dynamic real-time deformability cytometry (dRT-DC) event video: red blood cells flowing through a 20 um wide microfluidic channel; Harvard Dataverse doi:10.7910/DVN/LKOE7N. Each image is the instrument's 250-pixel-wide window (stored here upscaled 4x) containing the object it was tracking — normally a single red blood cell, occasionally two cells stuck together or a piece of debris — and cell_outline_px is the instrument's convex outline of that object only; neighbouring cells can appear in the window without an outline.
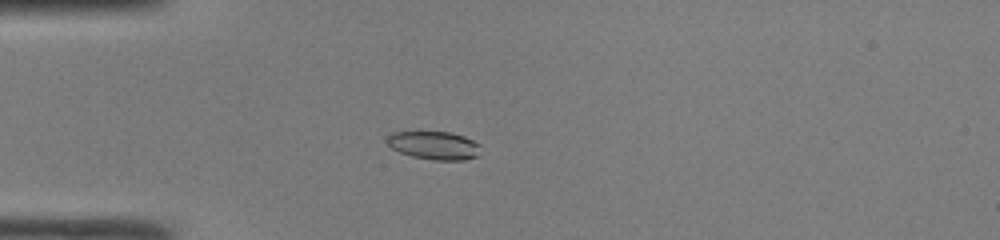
{"species": "common noctule bat (a hibernating species)", "species_latin": "Nyctalus noctula", "temperature_condition": "room temperature", "stored_images_in_passage": 48, "camera_frame_rate_fps": 3000, "um_per_image_px": 0.085, "animal": {"sex": "male", "body_mass_g": 19.0, "forearm_length_mm": 50.8}, "frame": {"image": 1, "passage_image": 13, "time_ms": 4.0, "image_size_px": [1000, 240], "cell_outline_px": [[480, 144], [476, 156], [464, 160], [436, 160], [412, 156], [400, 152], [392, 148], [384, 140], [392, 132], [448, 132], [464, 136]], "centroid_in_image_um": [36.86, 12.35], "position_along_channel_um": 48.1, "area_um2": 15.2}}
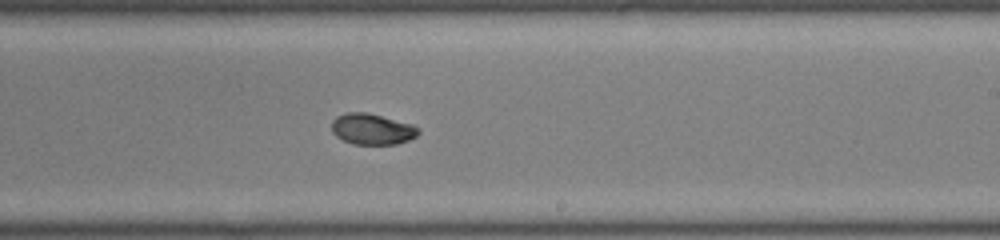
{"frame": {"image": 2, "passage_image": 29, "time_ms": 9.333, "image_size_px": [1000, 240], "cell_outline_px": [[420, 132], [416, 136], [408, 140], [396, 144], [352, 144], [336, 136], [332, 132], [332, 120], [336, 116], [348, 112], [368, 112], [412, 124], [420, 128]], "centroid_in_image_um": [31.63, 10.96], "position_along_channel_um": 257.4, "area_um2": 15.72}}
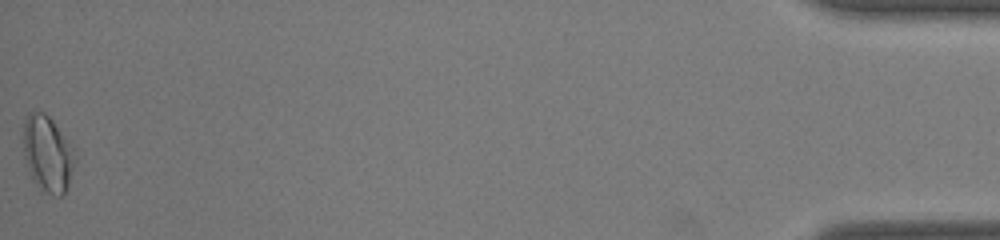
{"frame": {"image": 3, "passage_image": 48, "time_ms": 15.667, "image_size_px": [1000, 240], "cell_outline_px": [[76, 160], [68, 184], [64, 192], [60, 196], [52, 196], [32, 180], [24, 156], [24, 120], [28, 112], [44, 112], [52, 120], [72, 148], [76, 156]], "centroid_in_image_um": [4.04, 13.07], "position_along_channel_um": 431.2, "area_um2": 22.43}, "authors_computed_cell_mechanics": {"area_um2": 16.2129, "velocity_mm_per_s": 4.2266, "shape_relaxation_time_tau1_ms": 5.404, "shape_relaxation_time_tau2_ms": 1.8345, "deformation_change_tau1": 0.1557, "deformation_change_tau2": 0.0418}}